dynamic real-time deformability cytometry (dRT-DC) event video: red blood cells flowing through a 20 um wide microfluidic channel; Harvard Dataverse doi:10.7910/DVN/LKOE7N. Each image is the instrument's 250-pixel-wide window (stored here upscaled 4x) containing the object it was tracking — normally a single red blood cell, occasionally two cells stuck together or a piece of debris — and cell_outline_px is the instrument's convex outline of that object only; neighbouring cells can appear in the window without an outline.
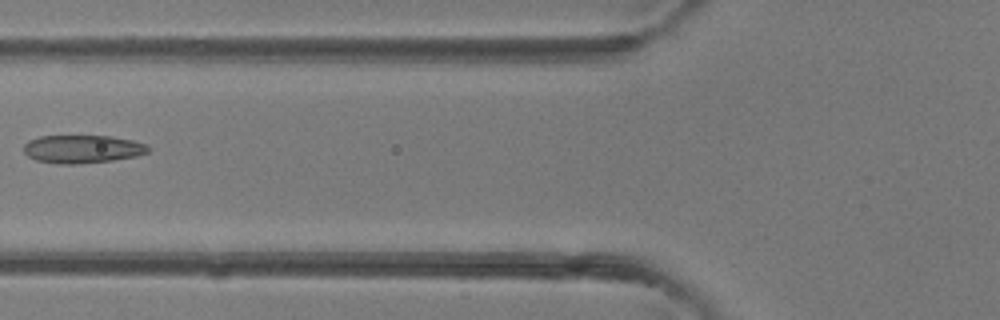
{"species": "common noctule bat (a hibernating species)", "species_latin": "Nyctalus noctula", "temperature_condition": "room temperature", "stored_images_in_passage": 5, "camera_frame_rate_fps": 3000, "um_per_image_px": 0.085, "animal": {"sex": "female"}, "frame": {"image": 1, "passage_image": 5, "time_ms": 5.333, "image_size_px": [1000, 320], "cell_outline_px": [[148, 152], [136, 156], [112, 160], [76, 164], [60, 164], [36, 160], [28, 156], [24, 152], [24, 144], [28, 140], [40, 136], [112, 136], [132, 140], [148, 144]], "centroid_in_image_um": [6.99, 12.66], "position_along_channel_um": 118.8, "area_um2": 20.35}}